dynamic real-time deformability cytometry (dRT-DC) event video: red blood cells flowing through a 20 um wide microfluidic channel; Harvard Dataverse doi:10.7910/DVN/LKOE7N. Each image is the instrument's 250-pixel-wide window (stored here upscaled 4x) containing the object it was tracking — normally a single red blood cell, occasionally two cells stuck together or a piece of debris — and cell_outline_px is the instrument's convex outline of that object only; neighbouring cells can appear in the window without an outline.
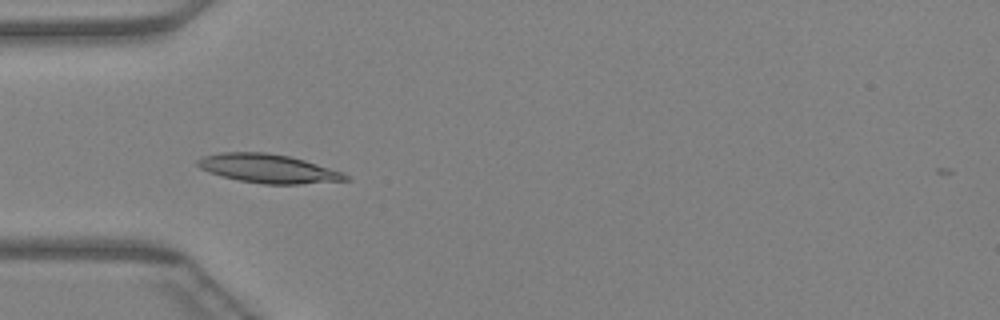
{"species": "Egyptian fruit bat (a non-hibernating species)", "species_latin": "Rousettus aegyptiacus", "temperature_condition": "warm", "stored_images_in_passage": 33, "camera_frame_rate_fps": 3000, "um_per_image_px": 0.085, "animal": {"sex": "female"}, "frame": {"image": 1, "passage_image": 1, "time_ms": 0.0, "image_size_px": [1000, 320], "cell_outline_px": [[352, 180], [300, 184], [264, 184], [240, 180], [208, 172], [200, 168], [196, 164], [196, 160], [204, 156], [220, 152], [264, 152], [288, 156], [304, 160], [344, 172]], "centroid_in_image_um": [22.82, 14.33], "position_along_channel_um": 62.2, "area_um2": 24.74}}
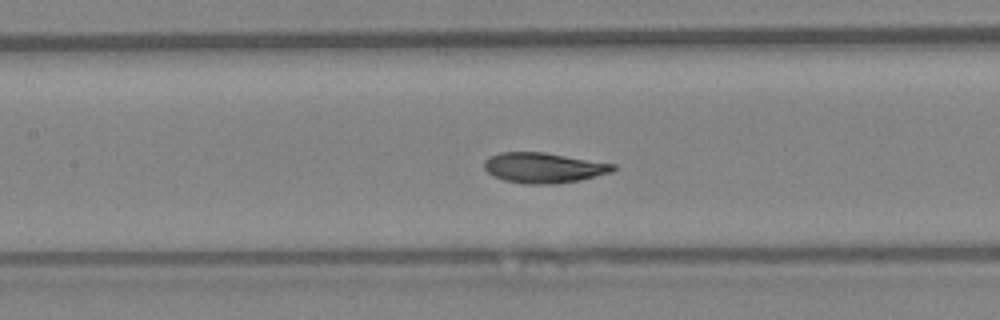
{"frame": {"image": 2, "passage_image": 8, "time_ms": 2.333, "image_size_px": [1000, 320], "cell_outline_px": [[616, 168], [612, 172], [580, 180], [556, 184], [524, 184], [504, 180], [488, 172], [484, 168], [484, 160], [500, 152], [544, 152], [616, 164]], "centroid_in_image_um": [46.23, 14.26], "position_along_channel_um": 161.2, "area_um2": 22.72}}
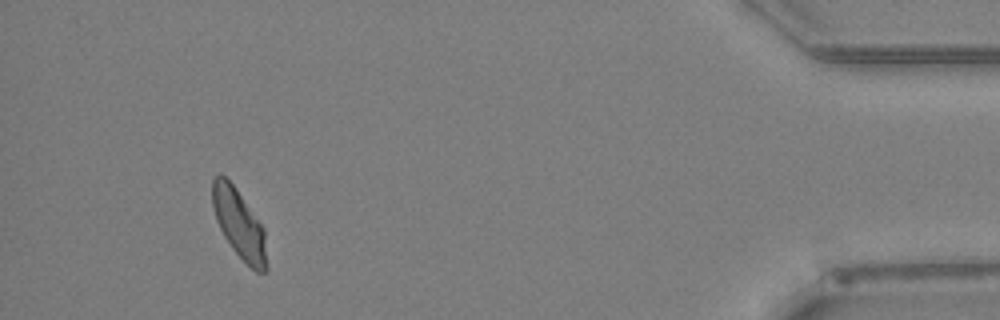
{"frame": {"image": 3, "passage_image": 30, "time_ms": 9.667, "image_size_px": [1000, 320], "cell_outline_px": [[268, 268], [264, 272], [256, 272], [232, 248], [224, 236], [216, 220], [212, 208], [212, 180], [220, 172], [236, 188], [264, 228], [268, 264]], "centroid_in_image_um": [20.33, 19.03], "position_along_channel_um": 414.9, "area_um2": 21.79}}